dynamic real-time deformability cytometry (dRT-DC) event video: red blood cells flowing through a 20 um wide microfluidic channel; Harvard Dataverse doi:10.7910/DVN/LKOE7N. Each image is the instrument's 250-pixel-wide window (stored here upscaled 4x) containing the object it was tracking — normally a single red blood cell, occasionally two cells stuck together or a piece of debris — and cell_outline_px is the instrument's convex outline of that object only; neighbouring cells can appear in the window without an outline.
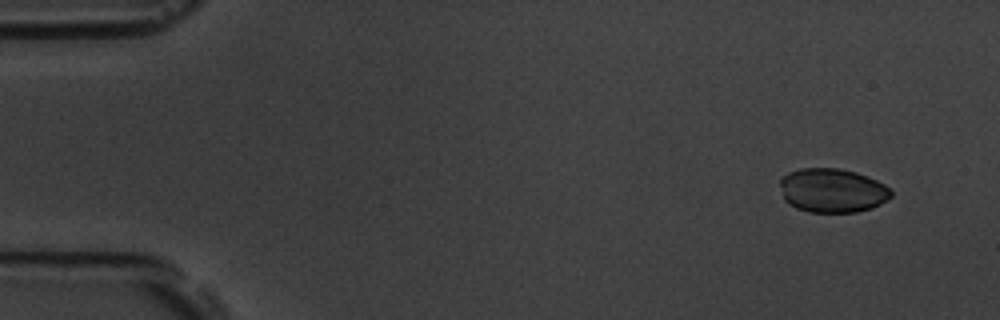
{"species": "common noctule bat (a hibernating species)", "species_latin": "Nyctalus noctula", "temperature_condition": "room temperature", "stored_images_in_passage": 8, "camera_frame_rate_fps": 3000, "um_per_image_px": 0.085, "animal": {"sex": "male", "body_mass_g": 19.5, "forearm_length_mm": 54.6}, "frame": {"image": 1, "passage_image": 1, "time_ms": 0.0, "image_size_px": [1000, 320], "cell_outline_px": [[892, 196], [880, 204], [872, 208], [856, 212], [808, 212], [796, 208], [788, 204], [784, 200], [780, 184], [780, 180], [788, 172], [800, 168], [840, 168], [856, 172], [868, 176], [892, 188]], "centroid_in_image_um": [70.76, 16.19], "position_along_channel_um": 14.2, "area_um2": 28.78}}
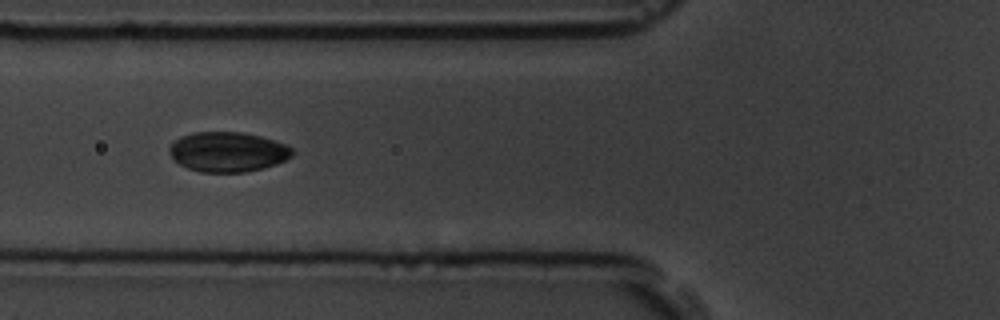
{"frame": {"image": 2, "passage_image": 6, "time_ms": 5.667, "image_size_px": [1000, 320], "cell_outline_px": [[296, 152], [292, 156], [276, 164], [244, 172], [200, 172], [188, 168], [172, 160], [168, 148], [180, 136], [192, 132], [244, 132], [260, 136], [288, 144]], "centroid_in_image_um": [19.36, 12.9], "position_along_channel_um": 106.4, "area_um2": 28.73}}
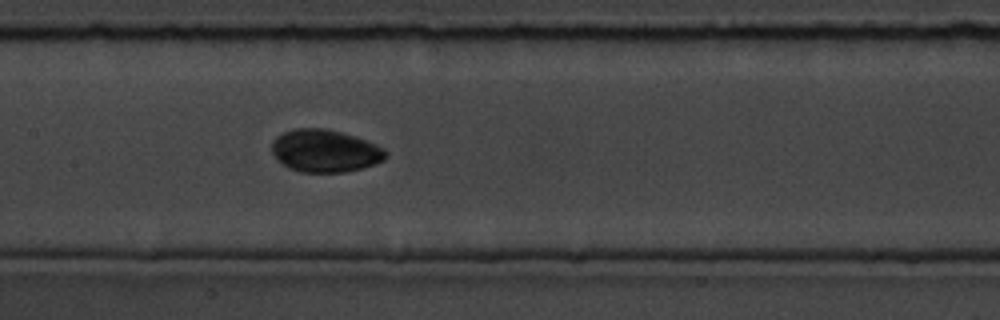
{"frame": {"image": 3, "passage_image": 8, "time_ms": 7.667, "image_size_px": [1000, 320], "cell_outline_px": [[388, 156], [384, 160], [376, 164], [344, 172], [300, 172], [288, 168], [272, 152], [272, 140], [276, 136], [292, 128], [324, 128], [356, 136], [384, 148], [388, 152]], "centroid_in_image_um": [27.64, 12.82], "position_along_channel_um": 179.8, "area_um2": 28.26}}